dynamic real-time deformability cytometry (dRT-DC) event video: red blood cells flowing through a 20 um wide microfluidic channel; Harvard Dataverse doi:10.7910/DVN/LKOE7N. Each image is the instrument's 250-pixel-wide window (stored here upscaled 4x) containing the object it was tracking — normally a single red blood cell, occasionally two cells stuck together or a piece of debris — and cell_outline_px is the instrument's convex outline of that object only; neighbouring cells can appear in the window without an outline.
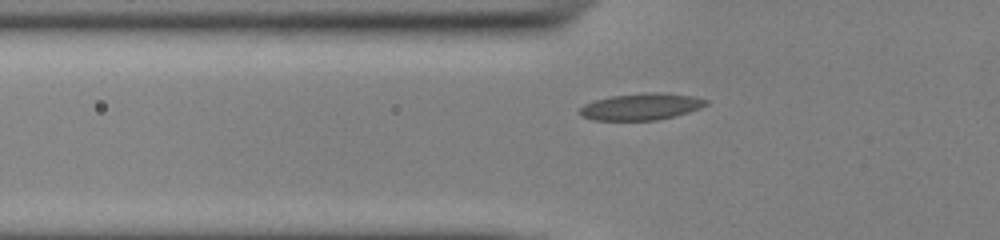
{"species": "common noctule bat (a hibernating species)", "species_latin": "Nyctalus noctula", "temperature_condition": "cold", "stored_images_in_passage": 42, "camera_frame_rate_fps": 3000, "um_per_image_px": 0.085, "animal": {"sex": "male", "body_mass_g": 13.0, "forearm_length_mm": 53.1}, "frame": {"image": 1, "passage_image": 8, "time_ms": 2.333, "image_size_px": [1000, 240], "cell_outline_px": [[708, 104], [700, 108], [676, 116], [656, 120], [592, 120], [580, 116], [580, 108], [584, 104], [596, 100], [612, 96], [648, 92], [656, 92], [692, 96], [708, 100]], "centroid_in_image_um": [54.49, 9.07], "position_along_channel_um": 71.3, "area_um2": 19.54}}
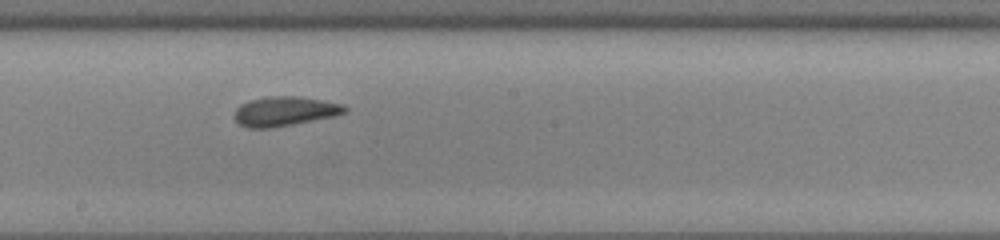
{"frame": {"image": 2, "passage_image": 20, "time_ms": 6.333, "image_size_px": [1000, 240], "cell_outline_px": [[348, 112], [332, 116], [272, 128], [248, 128], [240, 124], [232, 116], [236, 108], [240, 104], [248, 100], [268, 96], [296, 96], [324, 100], [344, 104], [348, 108]], "centroid_in_image_um": [24.18, 9.44], "position_along_channel_um": 224.0, "area_um2": 19.07}}
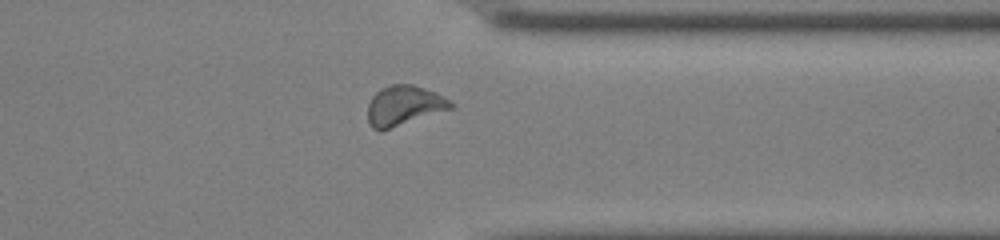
{"frame": {"image": 3, "passage_image": 32, "time_ms": 10.333, "image_size_px": [1000, 240], "cell_outline_px": [[456, 108], [380, 132], [372, 128], [368, 120], [368, 104], [372, 96], [380, 88], [392, 84], [412, 84], [436, 92], [444, 96], [456, 104]], "centroid_in_image_um": [34.38, 8.99], "position_along_channel_um": 377.0, "area_um2": 19.83}}